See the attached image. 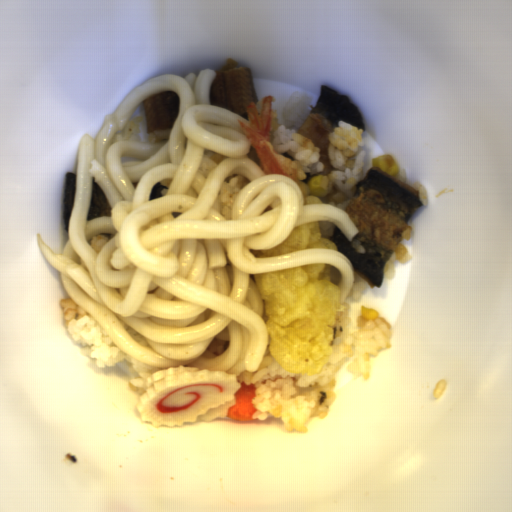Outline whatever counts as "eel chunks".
Listing matches in <instances>:
<instances>
[{
  "instance_id": "obj_1",
  "label": "eel chunks",
  "mask_w": 512,
  "mask_h": 512,
  "mask_svg": "<svg viewBox=\"0 0 512 512\" xmlns=\"http://www.w3.org/2000/svg\"><path fill=\"white\" fill-rule=\"evenodd\" d=\"M421 205L417 190L374 166L354 187L344 211L358 233L350 241L336 225L331 241L369 288L381 286L387 262L408 232V219Z\"/></svg>"
},
{
  "instance_id": "obj_2",
  "label": "eel chunks",
  "mask_w": 512,
  "mask_h": 512,
  "mask_svg": "<svg viewBox=\"0 0 512 512\" xmlns=\"http://www.w3.org/2000/svg\"><path fill=\"white\" fill-rule=\"evenodd\" d=\"M341 121L361 131L366 129L361 111L347 94L321 85L314 106L295 131V134L319 146V159L323 165L319 176H328L332 171L328 136Z\"/></svg>"
},
{
  "instance_id": "obj_3",
  "label": "eel chunks",
  "mask_w": 512,
  "mask_h": 512,
  "mask_svg": "<svg viewBox=\"0 0 512 512\" xmlns=\"http://www.w3.org/2000/svg\"><path fill=\"white\" fill-rule=\"evenodd\" d=\"M209 89L210 105L229 110L249 121L247 106L258 97L253 79L247 67L228 59L216 71Z\"/></svg>"
},
{
  "instance_id": "obj_4",
  "label": "eel chunks",
  "mask_w": 512,
  "mask_h": 512,
  "mask_svg": "<svg viewBox=\"0 0 512 512\" xmlns=\"http://www.w3.org/2000/svg\"><path fill=\"white\" fill-rule=\"evenodd\" d=\"M146 134L154 130L172 129L180 113L177 92L163 91L143 101Z\"/></svg>"
},
{
  "instance_id": "obj_5",
  "label": "eel chunks",
  "mask_w": 512,
  "mask_h": 512,
  "mask_svg": "<svg viewBox=\"0 0 512 512\" xmlns=\"http://www.w3.org/2000/svg\"><path fill=\"white\" fill-rule=\"evenodd\" d=\"M111 204L100 185L92 178V196L86 220H95L101 217H111Z\"/></svg>"
},
{
  "instance_id": "obj_6",
  "label": "eel chunks",
  "mask_w": 512,
  "mask_h": 512,
  "mask_svg": "<svg viewBox=\"0 0 512 512\" xmlns=\"http://www.w3.org/2000/svg\"><path fill=\"white\" fill-rule=\"evenodd\" d=\"M76 191V173L67 172L64 174V198H63V214L65 226L68 231L69 221L73 209L74 197Z\"/></svg>"
},
{
  "instance_id": "obj_7",
  "label": "eel chunks",
  "mask_w": 512,
  "mask_h": 512,
  "mask_svg": "<svg viewBox=\"0 0 512 512\" xmlns=\"http://www.w3.org/2000/svg\"><path fill=\"white\" fill-rule=\"evenodd\" d=\"M246 156L261 166L260 157H259L256 149L252 145L250 147V152Z\"/></svg>"
}]
</instances>
